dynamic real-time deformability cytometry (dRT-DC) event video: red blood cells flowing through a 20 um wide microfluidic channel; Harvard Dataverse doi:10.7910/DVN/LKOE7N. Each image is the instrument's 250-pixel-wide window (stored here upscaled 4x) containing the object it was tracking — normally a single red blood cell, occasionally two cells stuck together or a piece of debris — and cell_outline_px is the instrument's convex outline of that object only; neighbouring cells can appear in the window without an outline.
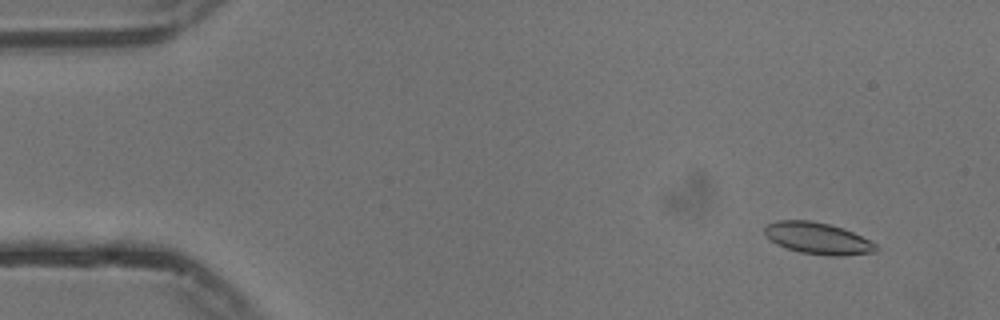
{"species": "common noctule bat (a hibernating species)", "species_latin": "Nyctalus noctula", "temperature_condition": "cold", "stored_images_in_passage": 55, "camera_frame_rate_fps": 3000, "um_per_image_px": 0.085, "animal": {"sex": "male", "body_mass_g": 13.3}, "frame": {"image": 1, "passage_image": 5, "time_ms": 1.333, "image_size_px": [1000, 320], "cell_outline_px": [[880, 248], [876, 252], [844, 256], [824, 256], [800, 252], [776, 244], [764, 232], [764, 228], [768, 224], [776, 220], [812, 220], [844, 228], [876, 244]], "centroid_in_image_um": [69.54, 20.26], "position_along_channel_um": 15.5, "area_um2": 20.58}}
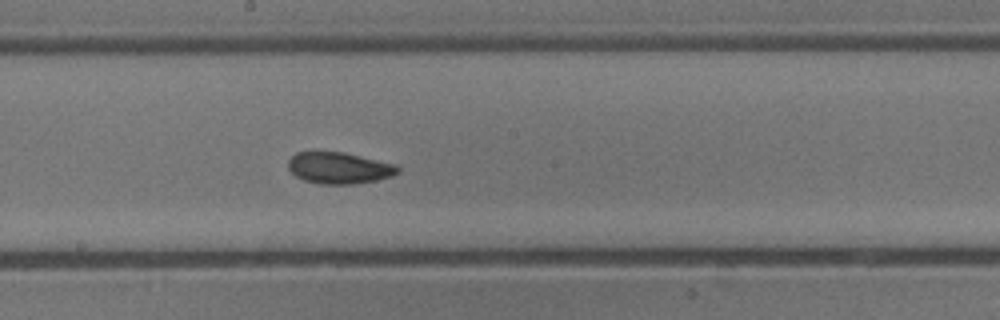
{"frame": {"image": 2, "passage_image": 30, "time_ms": 9.667, "image_size_px": [1000, 320], "cell_outline_px": [[400, 172], [392, 176], [376, 180], [356, 184], [320, 184], [304, 180], [296, 176], [288, 168], [288, 160], [296, 152], [344, 152], [396, 164], [400, 168]], "centroid_in_image_um": [28.84, 14.28], "position_along_channel_um": 219.4, "area_um2": 20.17}}
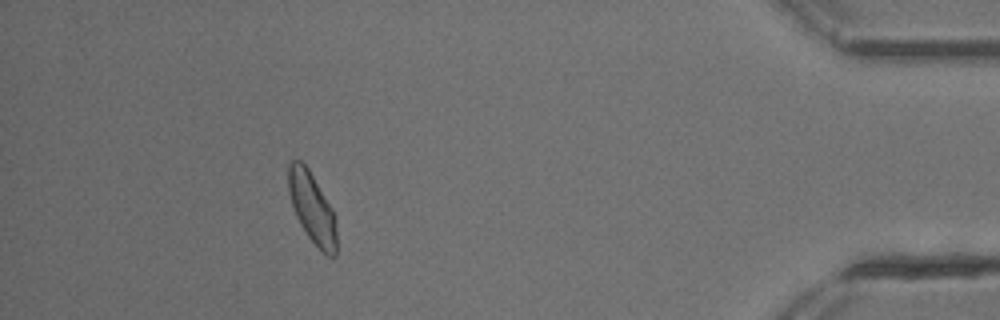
{"frame": {"image": 3, "passage_image": 50, "time_ms": 16.333, "image_size_px": [1000, 320], "cell_outline_px": [[336, 256], [328, 256], [308, 236], [300, 224], [296, 216], [288, 192], [288, 164], [292, 160], [300, 160], [308, 168], [332, 208], [336, 216]], "centroid_in_image_um": [26.53, 17.64], "position_along_channel_um": 408.7, "area_um2": 19.65}, "authors_computed_cell_mechanics": {"area_um2": 20.1144, "velocity_mm_per_s": 3.7321, "shape_relaxation_time_tau1_ms": 2.7438, "shape_relaxation_time_tau2_ms": 3.0782, "deformation_change_tau1": 0.0828, "deformation_change_tau2": 0.0655}}